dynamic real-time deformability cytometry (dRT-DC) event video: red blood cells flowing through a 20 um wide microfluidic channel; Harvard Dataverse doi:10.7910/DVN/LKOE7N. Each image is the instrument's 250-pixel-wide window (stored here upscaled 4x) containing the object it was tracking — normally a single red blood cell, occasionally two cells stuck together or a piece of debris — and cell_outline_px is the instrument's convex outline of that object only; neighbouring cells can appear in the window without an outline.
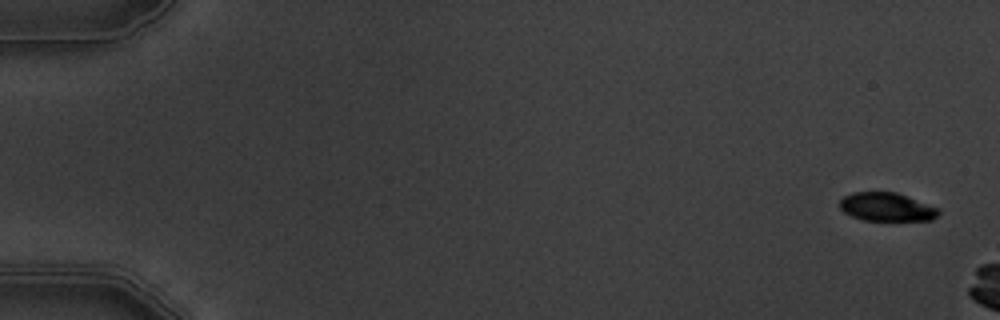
{"species": "common noctule bat (a hibernating species)", "species_latin": "Nyctalus noctula", "temperature_condition": "warm", "stored_images_in_passage": 3, "camera_frame_rate_fps": 3000, "um_per_image_px": 0.085, "animal": {"sex": "male", "body_mass_g": 19.5, "forearm_length_mm": 54.6}, "frame": {"image": 1, "passage_image": 1, "time_ms": 0.0, "image_size_px": [1000, 320], "cell_outline_px": [[940, 212], [932, 220], [864, 220], [852, 216], [844, 212], [840, 208], [840, 200], [844, 196], [852, 192], [896, 192], [940, 208]], "centroid_in_image_um": [75.38, 17.58], "position_along_channel_um": 9.6, "area_um2": 16.36}}